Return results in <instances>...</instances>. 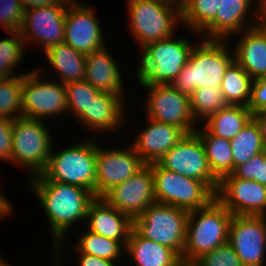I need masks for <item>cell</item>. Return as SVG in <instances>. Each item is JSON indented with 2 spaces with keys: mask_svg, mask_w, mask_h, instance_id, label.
<instances>
[{
  "mask_svg": "<svg viewBox=\"0 0 266 266\" xmlns=\"http://www.w3.org/2000/svg\"><path fill=\"white\" fill-rule=\"evenodd\" d=\"M29 179L30 191L38 198L50 226L55 250L53 266H62L66 235L76 222L83 223L89 204L96 197L86 188L50 181L42 173Z\"/></svg>",
  "mask_w": 266,
  "mask_h": 266,
  "instance_id": "cell-1",
  "label": "cell"
},
{
  "mask_svg": "<svg viewBox=\"0 0 266 266\" xmlns=\"http://www.w3.org/2000/svg\"><path fill=\"white\" fill-rule=\"evenodd\" d=\"M229 48L227 40L203 39L198 42L170 85L187 95L197 88L220 86L226 69L234 61L233 49Z\"/></svg>",
  "mask_w": 266,
  "mask_h": 266,
  "instance_id": "cell-2",
  "label": "cell"
},
{
  "mask_svg": "<svg viewBox=\"0 0 266 266\" xmlns=\"http://www.w3.org/2000/svg\"><path fill=\"white\" fill-rule=\"evenodd\" d=\"M232 216L216 198L206 207L189 211L182 262L193 264L202 255L227 243Z\"/></svg>",
  "mask_w": 266,
  "mask_h": 266,
  "instance_id": "cell-3",
  "label": "cell"
},
{
  "mask_svg": "<svg viewBox=\"0 0 266 266\" xmlns=\"http://www.w3.org/2000/svg\"><path fill=\"white\" fill-rule=\"evenodd\" d=\"M175 36L152 42L140 50L135 78L142 87L171 84L186 65L194 43Z\"/></svg>",
  "mask_w": 266,
  "mask_h": 266,
  "instance_id": "cell-4",
  "label": "cell"
},
{
  "mask_svg": "<svg viewBox=\"0 0 266 266\" xmlns=\"http://www.w3.org/2000/svg\"><path fill=\"white\" fill-rule=\"evenodd\" d=\"M53 152H56L54 145L42 174L50 181L86 188L96 197L97 141H81L59 152Z\"/></svg>",
  "mask_w": 266,
  "mask_h": 266,
  "instance_id": "cell-5",
  "label": "cell"
},
{
  "mask_svg": "<svg viewBox=\"0 0 266 266\" xmlns=\"http://www.w3.org/2000/svg\"><path fill=\"white\" fill-rule=\"evenodd\" d=\"M128 28L139 51L146 45L175 35L182 26V8L166 6L152 0H127Z\"/></svg>",
  "mask_w": 266,
  "mask_h": 266,
  "instance_id": "cell-6",
  "label": "cell"
},
{
  "mask_svg": "<svg viewBox=\"0 0 266 266\" xmlns=\"http://www.w3.org/2000/svg\"><path fill=\"white\" fill-rule=\"evenodd\" d=\"M188 214L185 209L156 202L133 220V229L143 238L173 249L182 259Z\"/></svg>",
  "mask_w": 266,
  "mask_h": 266,
  "instance_id": "cell-7",
  "label": "cell"
},
{
  "mask_svg": "<svg viewBox=\"0 0 266 266\" xmlns=\"http://www.w3.org/2000/svg\"><path fill=\"white\" fill-rule=\"evenodd\" d=\"M48 127L43 120H13L12 164L26 168L29 178L41 174L48 164L53 146Z\"/></svg>",
  "mask_w": 266,
  "mask_h": 266,
  "instance_id": "cell-8",
  "label": "cell"
},
{
  "mask_svg": "<svg viewBox=\"0 0 266 266\" xmlns=\"http://www.w3.org/2000/svg\"><path fill=\"white\" fill-rule=\"evenodd\" d=\"M149 165L154 176L157 203L192 211L206 207L216 198V194L202 181L166 170L157 162Z\"/></svg>",
  "mask_w": 266,
  "mask_h": 266,
  "instance_id": "cell-9",
  "label": "cell"
},
{
  "mask_svg": "<svg viewBox=\"0 0 266 266\" xmlns=\"http://www.w3.org/2000/svg\"><path fill=\"white\" fill-rule=\"evenodd\" d=\"M41 70L23 74L22 117L44 121L68 113V105L65 84L57 81L58 78L43 79Z\"/></svg>",
  "mask_w": 266,
  "mask_h": 266,
  "instance_id": "cell-10",
  "label": "cell"
},
{
  "mask_svg": "<svg viewBox=\"0 0 266 266\" xmlns=\"http://www.w3.org/2000/svg\"><path fill=\"white\" fill-rule=\"evenodd\" d=\"M148 91L145 100L146 116L154 121L179 127L185 134L194 133L198 126L190 107V95L172 85L143 87ZM197 126V127H196Z\"/></svg>",
  "mask_w": 266,
  "mask_h": 266,
  "instance_id": "cell-11",
  "label": "cell"
},
{
  "mask_svg": "<svg viewBox=\"0 0 266 266\" xmlns=\"http://www.w3.org/2000/svg\"><path fill=\"white\" fill-rule=\"evenodd\" d=\"M162 168L204 182L215 194L219 180L212 174L200 137L185 134L158 162Z\"/></svg>",
  "mask_w": 266,
  "mask_h": 266,
  "instance_id": "cell-12",
  "label": "cell"
},
{
  "mask_svg": "<svg viewBox=\"0 0 266 266\" xmlns=\"http://www.w3.org/2000/svg\"><path fill=\"white\" fill-rule=\"evenodd\" d=\"M228 243L243 266H264L266 260V217L233 215L229 225Z\"/></svg>",
  "mask_w": 266,
  "mask_h": 266,
  "instance_id": "cell-13",
  "label": "cell"
},
{
  "mask_svg": "<svg viewBox=\"0 0 266 266\" xmlns=\"http://www.w3.org/2000/svg\"><path fill=\"white\" fill-rule=\"evenodd\" d=\"M70 2L62 0L52 6L26 11L19 30L25 44L32 41L33 45L39 44L45 52L56 44L64 43L66 10Z\"/></svg>",
  "mask_w": 266,
  "mask_h": 266,
  "instance_id": "cell-14",
  "label": "cell"
},
{
  "mask_svg": "<svg viewBox=\"0 0 266 266\" xmlns=\"http://www.w3.org/2000/svg\"><path fill=\"white\" fill-rule=\"evenodd\" d=\"M101 198L132 220L139 217L150 204L156 203L151 166L146 164L128 180L111 187Z\"/></svg>",
  "mask_w": 266,
  "mask_h": 266,
  "instance_id": "cell-15",
  "label": "cell"
},
{
  "mask_svg": "<svg viewBox=\"0 0 266 266\" xmlns=\"http://www.w3.org/2000/svg\"><path fill=\"white\" fill-rule=\"evenodd\" d=\"M102 146L97 142L96 197L128 180L146 165L131 144L124 146L127 149H106Z\"/></svg>",
  "mask_w": 266,
  "mask_h": 266,
  "instance_id": "cell-16",
  "label": "cell"
},
{
  "mask_svg": "<svg viewBox=\"0 0 266 266\" xmlns=\"http://www.w3.org/2000/svg\"><path fill=\"white\" fill-rule=\"evenodd\" d=\"M100 25L90 6L71 1L66 10L64 43L85 55L92 54L108 46Z\"/></svg>",
  "mask_w": 266,
  "mask_h": 266,
  "instance_id": "cell-17",
  "label": "cell"
},
{
  "mask_svg": "<svg viewBox=\"0 0 266 266\" xmlns=\"http://www.w3.org/2000/svg\"><path fill=\"white\" fill-rule=\"evenodd\" d=\"M216 199L232 215H263L266 217V186L233 174L219 181Z\"/></svg>",
  "mask_w": 266,
  "mask_h": 266,
  "instance_id": "cell-18",
  "label": "cell"
},
{
  "mask_svg": "<svg viewBox=\"0 0 266 266\" xmlns=\"http://www.w3.org/2000/svg\"><path fill=\"white\" fill-rule=\"evenodd\" d=\"M257 2L253 15V2ZM221 0L215 19L199 34L200 40H228L241 31L258 25L262 19V0ZM250 13V14H249ZM248 15L254 16L252 19ZM251 19V22H246ZM254 20V21H253ZM233 34V35H232Z\"/></svg>",
  "mask_w": 266,
  "mask_h": 266,
  "instance_id": "cell-19",
  "label": "cell"
},
{
  "mask_svg": "<svg viewBox=\"0 0 266 266\" xmlns=\"http://www.w3.org/2000/svg\"><path fill=\"white\" fill-rule=\"evenodd\" d=\"M124 100L122 96L100 92L93 100L88 104L78 117L77 120L86 127L87 130L94 131V134L101 132L105 134L108 132H116L122 128V124L125 121V109ZM124 115V116H123Z\"/></svg>",
  "mask_w": 266,
  "mask_h": 266,
  "instance_id": "cell-20",
  "label": "cell"
},
{
  "mask_svg": "<svg viewBox=\"0 0 266 266\" xmlns=\"http://www.w3.org/2000/svg\"><path fill=\"white\" fill-rule=\"evenodd\" d=\"M146 119L145 128L131 141V145L140 158L146 164H150L158 162L185 133L174 125L154 121L148 117Z\"/></svg>",
  "mask_w": 266,
  "mask_h": 266,
  "instance_id": "cell-21",
  "label": "cell"
},
{
  "mask_svg": "<svg viewBox=\"0 0 266 266\" xmlns=\"http://www.w3.org/2000/svg\"><path fill=\"white\" fill-rule=\"evenodd\" d=\"M238 34L232 46L234 60L253 80L266 77V21Z\"/></svg>",
  "mask_w": 266,
  "mask_h": 266,
  "instance_id": "cell-22",
  "label": "cell"
},
{
  "mask_svg": "<svg viewBox=\"0 0 266 266\" xmlns=\"http://www.w3.org/2000/svg\"><path fill=\"white\" fill-rule=\"evenodd\" d=\"M87 229L96 234L127 245L133 229V220L108 205L101 197H96L87 210Z\"/></svg>",
  "mask_w": 266,
  "mask_h": 266,
  "instance_id": "cell-23",
  "label": "cell"
},
{
  "mask_svg": "<svg viewBox=\"0 0 266 266\" xmlns=\"http://www.w3.org/2000/svg\"><path fill=\"white\" fill-rule=\"evenodd\" d=\"M105 46L86 56L84 79L100 92L120 95L123 98L125 86L118 64Z\"/></svg>",
  "mask_w": 266,
  "mask_h": 266,
  "instance_id": "cell-24",
  "label": "cell"
},
{
  "mask_svg": "<svg viewBox=\"0 0 266 266\" xmlns=\"http://www.w3.org/2000/svg\"><path fill=\"white\" fill-rule=\"evenodd\" d=\"M125 255H130L136 266H180L181 257L169 247L148 240L131 230Z\"/></svg>",
  "mask_w": 266,
  "mask_h": 266,
  "instance_id": "cell-25",
  "label": "cell"
},
{
  "mask_svg": "<svg viewBox=\"0 0 266 266\" xmlns=\"http://www.w3.org/2000/svg\"><path fill=\"white\" fill-rule=\"evenodd\" d=\"M43 54L54 71H57L59 82L67 84L84 79L87 55L65 43L56 44Z\"/></svg>",
  "mask_w": 266,
  "mask_h": 266,
  "instance_id": "cell-26",
  "label": "cell"
},
{
  "mask_svg": "<svg viewBox=\"0 0 266 266\" xmlns=\"http://www.w3.org/2000/svg\"><path fill=\"white\" fill-rule=\"evenodd\" d=\"M201 127L198 126L195 133L200 137L212 174L220 181L233 173L231 142L212 135L203 125Z\"/></svg>",
  "mask_w": 266,
  "mask_h": 266,
  "instance_id": "cell-27",
  "label": "cell"
},
{
  "mask_svg": "<svg viewBox=\"0 0 266 266\" xmlns=\"http://www.w3.org/2000/svg\"><path fill=\"white\" fill-rule=\"evenodd\" d=\"M253 118V113L242 105H228L210 115L201 124L212 134L226 140L233 139Z\"/></svg>",
  "mask_w": 266,
  "mask_h": 266,
  "instance_id": "cell-28",
  "label": "cell"
},
{
  "mask_svg": "<svg viewBox=\"0 0 266 266\" xmlns=\"http://www.w3.org/2000/svg\"><path fill=\"white\" fill-rule=\"evenodd\" d=\"M253 79L234 60L226 69L221 81V91L230 105L248 106Z\"/></svg>",
  "mask_w": 266,
  "mask_h": 266,
  "instance_id": "cell-29",
  "label": "cell"
},
{
  "mask_svg": "<svg viewBox=\"0 0 266 266\" xmlns=\"http://www.w3.org/2000/svg\"><path fill=\"white\" fill-rule=\"evenodd\" d=\"M78 237L77 243L73 246L75 253H86L105 260L118 261V265H121L119 260L123 254L125 255L124 249H126L123 243L96 234L87 228Z\"/></svg>",
  "mask_w": 266,
  "mask_h": 266,
  "instance_id": "cell-30",
  "label": "cell"
},
{
  "mask_svg": "<svg viewBox=\"0 0 266 266\" xmlns=\"http://www.w3.org/2000/svg\"><path fill=\"white\" fill-rule=\"evenodd\" d=\"M230 142L233 153V171L265 150L259 125L253 118Z\"/></svg>",
  "mask_w": 266,
  "mask_h": 266,
  "instance_id": "cell-31",
  "label": "cell"
},
{
  "mask_svg": "<svg viewBox=\"0 0 266 266\" xmlns=\"http://www.w3.org/2000/svg\"><path fill=\"white\" fill-rule=\"evenodd\" d=\"M221 0H185L182 6V25L200 34L216 17Z\"/></svg>",
  "mask_w": 266,
  "mask_h": 266,
  "instance_id": "cell-32",
  "label": "cell"
},
{
  "mask_svg": "<svg viewBox=\"0 0 266 266\" xmlns=\"http://www.w3.org/2000/svg\"><path fill=\"white\" fill-rule=\"evenodd\" d=\"M228 105L220 86L197 88L190 94V107L197 123L203 122Z\"/></svg>",
  "mask_w": 266,
  "mask_h": 266,
  "instance_id": "cell-33",
  "label": "cell"
},
{
  "mask_svg": "<svg viewBox=\"0 0 266 266\" xmlns=\"http://www.w3.org/2000/svg\"><path fill=\"white\" fill-rule=\"evenodd\" d=\"M23 74L0 79V119L22 117Z\"/></svg>",
  "mask_w": 266,
  "mask_h": 266,
  "instance_id": "cell-34",
  "label": "cell"
},
{
  "mask_svg": "<svg viewBox=\"0 0 266 266\" xmlns=\"http://www.w3.org/2000/svg\"><path fill=\"white\" fill-rule=\"evenodd\" d=\"M10 38L0 40V78L20 76L15 69L25 54V40L20 31L9 32ZM14 75V76H13Z\"/></svg>",
  "mask_w": 266,
  "mask_h": 266,
  "instance_id": "cell-35",
  "label": "cell"
},
{
  "mask_svg": "<svg viewBox=\"0 0 266 266\" xmlns=\"http://www.w3.org/2000/svg\"><path fill=\"white\" fill-rule=\"evenodd\" d=\"M67 91V105L69 112L77 118L85 109L91 100L96 97L100 91L95 89L85 79L65 84ZM70 110V111H69Z\"/></svg>",
  "mask_w": 266,
  "mask_h": 266,
  "instance_id": "cell-36",
  "label": "cell"
},
{
  "mask_svg": "<svg viewBox=\"0 0 266 266\" xmlns=\"http://www.w3.org/2000/svg\"><path fill=\"white\" fill-rule=\"evenodd\" d=\"M193 264L195 266H243L228 242L202 255Z\"/></svg>",
  "mask_w": 266,
  "mask_h": 266,
  "instance_id": "cell-37",
  "label": "cell"
},
{
  "mask_svg": "<svg viewBox=\"0 0 266 266\" xmlns=\"http://www.w3.org/2000/svg\"><path fill=\"white\" fill-rule=\"evenodd\" d=\"M232 174L237 178L254 180L266 186V150L239 165Z\"/></svg>",
  "mask_w": 266,
  "mask_h": 266,
  "instance_id": "cell-38",
  "label": "cell"
},
{
  "mask_svg": "<svg viewBox=\"0 0 266 266\" xmlns=\"http://www.w3.org/2000/svg\"><path fill=\"white\" fill-rule=\"evenodd\" d=\"M24 14L20 0H0V23L7 33L20 30Z\"/></svg>",
  "mask_w": 266,
  "mask_h": 266,
  "instance_id": "cell-39",
  "label": "cell"
},
{
  "mask_svg": "<svg viewBox=\"0 0 266 266\" xmlns=\"http://www.w3.org/2000/svg\"><path fill=\"white\" fill-rule=\"evenodd\" d=\"M247 108L252 113H266V77L253 80Z\"/></svg>",
  "mask_w": 266,
  "mask_h": 266,
  "instance_id": "cell-40",
  "label": "cell"
},
{
  "mask_svg": "<svg viewBox=\"0 0 266 266\" xmlns=\"http://www.w3.org/2000/svg\"><path fill=\"white\" fill-rule=\"evenodd\" d=\"M13 119H0V160L12 162Z\"/></svg>",
  "mask_w": 266,
  "mask_h": 266,
  "instance_id": "cell-41",
  "label": "cell"
},
{
  "mask_svg": "<svg viewBox=\"0 0 266 266\" xmlns=\"http://www.w3.org/2000/svg\"><path fill=\"white\" fill-rule=\"evenodd\" d=\"M76 254L79 260V266H119L118 262L116 261L105 260L86 253Z\"/></svg>",
  "mask_w": 266,
  "mask_h": 266,
  "instance_id": "cell-42",
  "label": "cell"
},
{
  "mask_svg": "<svg viewBox=\"0 0 266 266\" xmlns=\"http://www.w3.org/2000/svg\"><path fill=\"white\" fill-rule=\"evenodd\" d=\"M24 11L44 6H52L60 3L62 0H20Z\"/></svg>",
  "mask_w": 266,
  "mask_h": 266,
  "instance_id": "cell-43",
  "label": "cell"
},
{
  "mask_svg": "<svg viewBox=\"0 0 266 266\" xmlns=\"http://www.w3.org/2000/svg\"><path fill=\"white\" fill-rule=\"evenodd\" d=\"M1 190L2 189H0V219L8 217L13 212V206L10 200L6 198V195H4Z\"/></svg>",
  "mask_w": 266,
  "mask_h": 266,
  "instance_id": "cell-44",
  "label": "cell"
},
{
  "mask_svg": "<svg viewBox=\"0 0 266 266\" xmlns=\"http://www.w3.org/2000/svg\"><path fill=\"white\" fill-rule=\"evenodd\" d=\"M253 119L259 125L263 144L266 150V113H253Z\"/></svg>",
  "mask_w": 266,
  "mask_h": 266,
  "instance_id": "cell-45",
  "label": "cell"
},
{
  "mask_svg": "<svg viewBox=\"0 0 266 266\" xmlns=\"http://www.w3.org/2000/svg\"><path fill=\"white\" fill-rule=\"evenodd\" d=\"M152 1L161 3L166 6L182 8L185 0H152Z\"/></svg>",
  "mask_w": 266,
  "mask_h": 266,
  "instance_id": "cell-46",
  "label": "cell"
},
{
  "mask_svg": "<svg viewBox=\"0 0 266 266\" xmlns=\"http://www.w3.org/2000/svg\"><path fill=\"white\" fill-rule=\"evenodd\" d=\"M262 19L266 21V0H262Z\"/></svg>",
  "mask_w": 266,
  "mask_h": 266,
  "instance_id": "cell-47",
  "label": "cell"
},
{
  "mask_svg": "<svg viewBox=\"0 0 266 266\" xmlns=\"http://www.w3.org/2000/svg\"><path fill=\"white\" fill-rule=\"evenodd\" d=\"M0 266H11L8 262L4 260L1 254H0Z\"/></svg>",
  "mask_w": 266,
  "mask_h": 266,
  "instance_id": "cell-48",
  "label": "cell"
},
{
  "mask_svg": "<svg viewBox=\"0 0 266 266\" xmlns=\"http://www.w3.org/2000/svg\"><path fill=\"white\" fill-rule=\"evenodd\" d=\"M180 266H195L194 264L182 263Z\"/></svg>",
  "mask_w": 266,
  "mask_h": 266,
  "instance_id": "cell-49",
  "label": "cell"
}]
</instances>
